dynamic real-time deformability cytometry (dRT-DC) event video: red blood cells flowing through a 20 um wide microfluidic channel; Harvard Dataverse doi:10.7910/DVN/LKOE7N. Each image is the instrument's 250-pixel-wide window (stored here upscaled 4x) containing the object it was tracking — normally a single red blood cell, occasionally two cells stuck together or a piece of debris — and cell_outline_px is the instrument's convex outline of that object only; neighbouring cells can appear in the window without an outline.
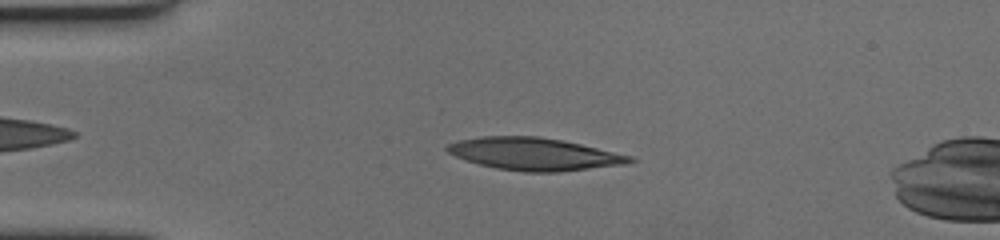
{"species": "human", "species_latin": "Homo sapiens", "temperature_condition": "cold", "stored_images_in_passage": 53, "camera_frame_rate_fps": 3000, "um_per_image_px": 0.085, "donor": {"sex": "female"}, "frame": {"image": 1, "passage_image": 8, "time_ms": 2.333, "image_size_px": [1000, 240], "cell_outline_px": [[636, 160], [624, 164], [556, 172], [524, 172], [496, 168], [480, 164], [456, 156], [448, 152], [444, 148], [448, 144], [460, 140], [480, 136], [536, 136], [560, 140], [580, 144], [632, 156]], "centroid_in_image_um": [45.38, 13.09], "position_along_channel_um": 39.6, "area_um2": 34.04}}
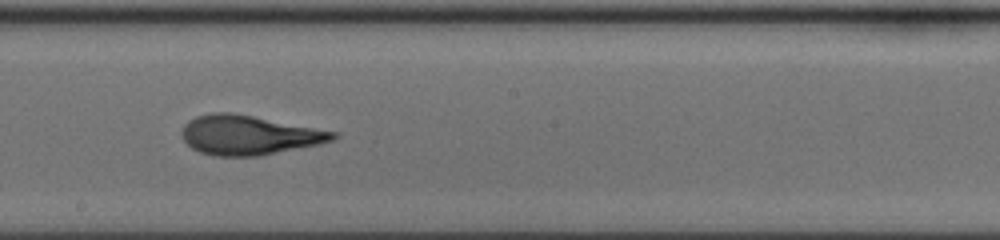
{"frame": {"image": 2, "passage_image": 27, "time_ms": 8.667, "image_size_px": [1000, 240], "cell_outline_px": [[340, 136], [336, 140], [320, 144], [260, 156], [212, 156], [200, 152], [192, 148], [180, 136], [180, 132], [184, 124], [188, 120], [196, 116], [212, 112], [232, 112], [340, 132]], "centroid_in_image_um": [21.18, 11.48], "position_along_channel_um": 227.0, "area_um2": 35.26}}
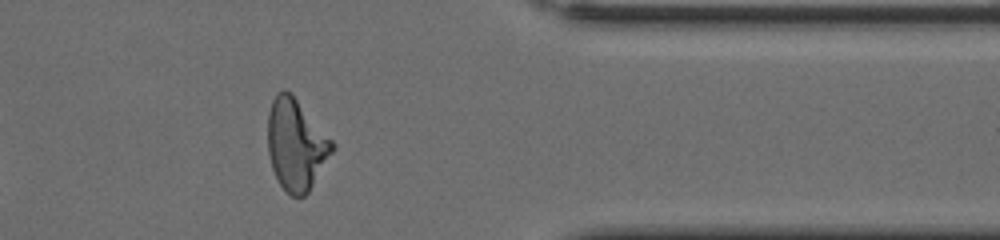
{"frame": {"image": 3, "passage_image": 42, "time_ms": 13.667, "image_size_px": [1000, 240], "cell_outline_px": [[336, 148], [308, 192], [304, 196], [292, 196], [280, 184], [272, 168], [268, 152], [268, 112], [272, 100], [276, 92], [284, 88], [292, 92], [336, 144]], "centroid_in_image_um": [25.18, 12.24], "position_along_channel_um": 386.2, "area_um2": 34.51}, "authors_computed_cell_mechanics": {"area_um2": 33.9286, "velocity_mm_per_s": 3.4904, "shape_relaxation_time_tau1_ms": 5.3018, "shape_relaxation_time_tau2_ms": 1.7527, "deformation_change_tau1": 0.2168, "deformation_change_tau2": 0.11}}